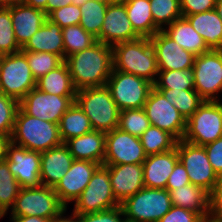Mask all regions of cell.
Masks as SVG:
<instances>
[{
    "label": "cell",
    "instance_id": "obj_1",
    "mask_svg": "<svg viewBox=\"0 0 222 222\" xmlns=\"http://www.w3.org/2000/svg\"><path fill=\"white\" fill-rule=\"evenodd\" d=\"M76 90L106 86L113 70L112 46L97 41L65 58Z\"/></svg>",
    "mask_w": 222,
    "mask_h": 222
},
{
    "label": "cell",
    "instance_id": "obj_2",
    "mask_svg": "<svg viewBox=\"0 0 222 222\" xmlns=\"http://www.w3.org/2000/svg\"><path fill=\"white\" fill-rule=\"evenodd\" d=\"M113 69L156 82L159 69L150 38L140 37L112 46ZM156 76V77H154Z\"/></svg>",
    "mask_w": 222,
    "mask_h": 222
},
{
    "label": "cell",
    "instance_id": "obj_3",
    "mask_svg": "<svg viewBox=\"0 0 222 222\" xmlns=\"http://www.w3.org/2000/svg\"><path fill=\"white\" fill-rule=\"evenodd\" d=\"M13 144L30 151H47L63 144L59 126L26 114L20 107L11 136Z\"/></svg>",
    "mask_w": 222,
    "mask_h": 222
},
{
    "label": "cell",
    "instance_id": "obj_4",
    "mask_svg": "<svg viewBox=\"0 0 222 222\" xmlns=\"http://www.w3.org/2000/svg\"><path fill=\"white\" fill-rule=\"evenodd\" d=\"M75 102L88 116L94 130L107 133L118 128L121 110L106 86L78 90Z\"/></svg>",
    "mask_w": 222,
    "mask_h": 222
},
{
    "label": "cell",
    "instance_id": "obj_5",
    "mask_svg": "<svg viewBox=\"0 0 222 222\" xmlns=\"http://www.w3.org/2000/svg\"><path fill=\"white\" fill-rule=\"evenodd\" d=\"M126 222H158L172 207L166 189L144 187L120 204Z\"/></svg>",
    "mask_w": 222,
    "mask_h": 222
},
{
    "label": "cell",
    "instance_id": "obj_6",
    "mask_svg": "<svg viewBox=\"0 0 222 222\" xmlns=\"http://www.w3.org/2000/svg\"><path fill=\"white\" fill-rule=\"evenodd\" d=\"M36 87L26 55L20 50L0 58V92L19 102Z\"/></svg>",
    "mask_w": 222,
    "mask_h": 222
},
{
    "label": "cell",
    "instance_id": "obj_7",
    "mask_svg": "<svg viewBox=\"0 0 222 222\" xmlns=\"http://www.w3.org/2000/svg\"><path fill=\"white\" fill-rule=\"evenodd\" d=\"M204 101L186 120L183 140L205 146L222 137V102Z\"/></svg>",
    "mask_w": 222,
    "mask_h": 222
},
{
    "label": "cell",
    "instance_id": "obj_8",
    "mask_svg": "<svg viewBox=\"0 0 222 222\" xmlns=\"http://www.w3.org/2000/svg\"><path fill=\"white\" fill-rule=\"evenodd\" d=\"M65 208L54 188L40 185L20 189L11 208V216H38L52 219Z\"/></svg>",
    "mask_w": 222,
    "mask_h": 222
},
{
    "label": "cell",
    "instance_id": "obj_9",
    "mask_svg": "<svg viewBox=\"0 0 222 222\" xmlns=\"http://www.w3.org/2000/svg\"><path fill=\"white\" fill-rule=\"evenodd\" d=\"M106 87L110 90L117 107L123 111L143 108L154 86L142 77L113 69Z\"/></svg>",
    "mask_w": 222,
    "mask_h": 222
},
{
    "label": "cell",
    "instance_id": "obj_10",
    "mask_svg": "<svg viewBox=\"0 0 222 222\" xmlns=\"http://www.w3.org/2000/svg\"><path fill=\"white\" fill-rule=\"evenodd\" d=\"M74 202L73 212L76 214L101 212L120 205L112 192L109 170L104 165L95 171L87 187Z\"/></svg>",
    "mask_w": 222,
    "mask_h": 222
},
{
    "label": "cell",
    "instance_id": "obj_11",
    "mask_svg": "<svg viewBox=\"0 0 222 222\" xmlns=\"http://www.w3.org/2000/svg\"><path fill=\"white\" fill-rule=\"evenodd\" d=\"M194 90L205 101H218L222 92V50H212L195 57Z\"/></svg>",
    "mask_w": 222,
    "mask_h": 222
},
{
    "label": "cell",
    "instance_id": "obj_12",
    "mask_svg": "<svg viewBox=\"0 0 222 222\" xmlns=\"http://www.w3.org/2000/svg\"><path fill=\"white\" fill-rule=\"evenodd\" d=\"M179 160L184 165L190 184L211 192L219 176L208 160L204 146L195 145L183 139L177 141Z\"/></svg>",
    "mask_w": 222,
    "mask_h": 222
},
{
    "label": "cell",
    "instance_id": "obj_13",
    "mask_svg": "<svg viewBox=\"0 0 222 222\" xmlns=\"http://www.w3.org/2000/svg\"><path fill=\"white\" fill-rule=\"evenodd\" d=\"M151 126L172 134L177 140L184 138L186 120L156 88H152L143 107Z\"/></svg>",
    "mask_w": 222,
    "mask_h": 222
},
{
    "label": "cell",
    "instance_id": "obj_14",
    "mask_svg": "<svg viewBox=\"0 0 222 222\" xmlns=\"http://www.w3.org/2000/svg\"><path fill=\"white\" fill-rule=\"evenodd\" d=\"M146 157L140 137L119 128L106 133L103 165L143 164Z\"/></svg>",
    "mask_w": 222,
    "mask_h": 222
},
{
    "label": "cell",
    "instance_id": "obj_15",
    "mask_svg": "<svg viewBox=\"0 0 222 222\" xmlns=\"http://www.w3.org/2000/svg\"><path fill=\"white\" fill-rule=\"evenodd\" d=\"M74 102L75 96L48 94L35 87L19 102V107L30 116L59 124Z\"/></svg>",
    "mask_w": 222,
    "mask_h": 222
},
{
    "label": "cell",
    "instance_id": "obj_16",
    "mask_svg": "<svg viewBox=\"0 0 222 222\" xmlns=\"http://www.w3.org/2000/svg\"><path fill=\"white\" fill-rule=\"evenodd\" d=\"M5 161L21 188L42 185L40 180L41 152L30 151L11 142Z\"/></svg>",
    "mask_w": 222,
    "mask_h": 222
},
{
    "label": "cell",
    "instance_id": "obj_17",
    "mask_svg": "<svg viewBox=\"0 0 222 222\" xmlns=\"http://www.w3.org/2000/svg\"><path fill=\"white\" fill-rule=\"evenodd\" d=\"M101 165L86 160L74 159L71 167L54 187L59 201L67 208L87 187L92 175Z\"/></svg>",
    "mask_w": 222,
    "mask_h": 222
},
{
    "label": "cell",
    "instance_id": "obj_18",
    "mask_svg": "<svg viewBox=\"0 0 222 222\" xmlns=\"http://www.w3.org/2000/svg\"><path fill=\"white\" fill-rule=\"evenodd\" d=\"M159 70H186L193 68L195 55L181 48L163 30L150 37Z\"/></svg>",
    "mask_w": 222,
    "mask_h": 222
},
{
    "label": "cell",
    "instance_id": "obj_19",
    "mask_svg": "<svg viewBox=\"0 0 222 222\" xmlns=\"http://www.w3.org/2000/svg\"><path fill=\"white\" fill-rule=\"evenodd\" d=\"M140 38L134 31L128 18L124 3H109L101 29V38L104 44L113 46L120 42L132 41Z\"/></svg>",
    "mask_w": 222,
    "mask_h": 222
},
{
    "label": "cell",
    "instance_id": "obj_20",
    "mask_svg": "<svg viewBox=\"0 0 222 222\" xmlns=\"http://www.w3.org/2000/svg\"><path fill=\"white\" fill-rule=\"evenodd\" d=\"M104 166L109 170L112 192L120 204L145 187L142 164Z\"/></svg>",
    "mask_w": 222,
    "mask_h": 222
},
{
    "label": "cell",
    "instance_id": "obj_21",
    "mask_svg": "<svg viewBox=\"0 0 222 222\" xmlns=\"http://www.w3.org/2000/svg\"><path fill=\"white\" fill-rule=\"evenodd\" d=\"M6 7L10 10L15 39L22 48L44 24L47 15L43 10L22 2Z\"/></svg>",
    "mask_w": 222,
    "mask_h": 222
},
{
    "label": "cell",
    "instance_id": "obj_22",
    "mask_svg": "<svg viewBox=\"0 0 222 222\" xmlns=\"http://www.w3.org/2000/svg\"><path fill=\"white\" fill-rule=\"evenodd\" d=\"M178 160L177 144L170 151L148 155L142 164L144 186L165 189L168 178Z\"/></svg>",
    "mask_w": 222,
    "mask_h": 222
},
{
    "label": "cell",
    "instance_id": "obj_23",
    "mask_svg": "<svg viewBox=\"0 0 222 222\" xmlns=\"http://www.w3.org/2000/svg\"><path fill=\"white\" fill-rule=\"evenodd\" d=\"M74 158L63 143L41 152L40 180L42 185L54 188L71 167Z\"/></svg>",
    "mask_w": 222,
    "mask_h": 222
},
{
    "label": "cell",
    "instance_id": "obj_24",
    "mask_svg": "<svg viewBox=\"0 0 222 222\" xmlns=\"http://www.w3.org/2000/svg\"><path fill=\"white\" fill-rule=\"evenodd\" d=\"M106 133L93 130L84 135L73 137L64 144L77 160H86L100 164L105 159Z\"/></svg>",
    "mask_w": 222,
    "mask_h": 222
},
{
    "label": "cell",
    "instance_id": "obj_25",
    "mask_svg": "<svg viewBox=\"0 0 222 222\" xmlns=\"http://www.w3.org/2000/svg\"><path fill=\"white\" fill-rule=\"evenodd\" d=\"M22 51L47 52L64 60L62 28L48 18L39 30L21 48Z\"/></svg>",
    "mask_w": 222,
    "mask_h": 222
},
{
    "label": "cell",
    "instance_id": "obj_26",
    "mask_svg": "<svg viewBox=\"0 0 222 222\" xmlns=\"http://www.w3.org/2000/svg\"><path fill=\"white\" fill-rule=\"evenodd\" d=\"M185 18L201 35L209 49L222 50V19L215 9L187 15Z\"/></svg>",
    "mask_w": 222,
    "mask_h": 222
},
{
    "label": "cell",
    "instance_id": "obj_27",
    "mask_svg": "<svg viewBox=\"0 0 222 222\" xmlns=\"http://www.w3.org/2000/svg\"><path fill=\"white\" fill-rule=\"evenodd\" d=\"M172 205L185 208L199 214L209 221V193L193 184L181 186L170 191Z\"/></svg>",
    "mask_w": 222,
    "mask_h": 222
},
{
    "label": "cell",
    "instance_id": "obj_28",
    "mask_svg": "<svg viewBox=\"0 0 222 222\" xmlns=\"http://www.w3.org/2000/svg\"><path fill=\"white\" fill-rule=\"evenodd\" d=\"M163 31L181 48L195 56L210 50L201 35L194 30L191 23L184 17L175 20Z\"/></svg>",
    "mask_w": 222,
    "mask_h": 222
},
{
    "label": "cell",
    "instance_id": "obj_29",
    "mask_svg": "<svg viewBox=\"0 0 222 222\" xmlns=\"http://www.w3.org/2000/svg\"><path fill=\"white\" fill-rule=\"evenodd\" d=\"M36 88L44 93L57 96H76L77 93L65 62L39 78L36 81Z\"/></svg>",
    "mask_w": 222,
    "mask_h": 222
},
{
    "label": "cell",
    "instance_id": "obj_30",
    "mask_svg": "<svg viewBox=\"0 0 222 222\" xmlns=\"http://www.w3.org/2000/svg\"><path fill=\"white\" fill-rule=\"evenodd\" d=\"M124 4L132 27L140 37L150 38L159 31L154 25L150 0H128Z\"/></svg>",
    "mask_w": 222,
    "mask_h": 222
},
{
    "label": "cell",
    "instance_id": "obj_31",
    "mask_svg": "<svg viewBox=\"0 0 222 222\" xmlns=\"http://www.w3.org/2000/svg\"><path fill=\"white\" fill-rule=\"evenodd\" d=\"M58 126L63 143L73 137L81 136L94 130L88 116L76 102L63 114Z\"/></svg>",
    "mask_w": 222,
    "mask_h": 222
},
{
    "label": "cell",
    "instance_id": "obj_32",
    "mask_svg": "<svg viewBox=\"0 0 222 222\" xmlns=\"http://www.w3.org/2000/svg\"><path fill=\"white\" fill-rule=\"evenodd\" d=\"M109 3L108 0H88L80 6L79 25L86 32L92 34L97 41L101 38V29Z\"/></svg>",
    "mask_w": 222,
    "mask_h": 222
},
{
    "label": "cell",
    "instance_id": "obj_33",
    "mask_svg": "<svg viewBox=\"0 0 222 222\" xmlns=\"http://www.w3.org/2000/svg\"><path fill=\"white\" fill-rule=\"evenodd\" d=\"M185 118L189 119L205 101L194 89H157Z\"/></svg>",
    "mask_w": 222,
    "mask_h": 222
},
{
    "label": "cell",
    "instance_id": "obj_34",
    "mask_svg": "<svg viewBox=\"0 0 222 222\" xmlns=\"http://www.w3.org/2000/svg\"><path fill=\"white\" fill-rule=\"evenodd\" d=\"M140 141L148 156L174 149L178 140L169 132L150 125L140 136Z\"/></svg>",
    "mask_w": 222,
    "mask_h": 222
},
{
    "label": "cell",
    "instance_id": "obj_35",
    "mask_svg": "<svg viewBox=\"0 0 222 222\" xmlns=\"http://www.w3.org/2000/svg\"><path fill=\"white\" fill-rule=\"evenodd\" d=\"M64 43V60L73 53L88 49L97 39L86 32L81 25H70L62 29Z\"/></svg>",
    "mask_w": 222,
    "mask_h": 222
},
{
    "label": "cell",
    "instance_id": "obj_36",
    "mask_svg": "<svg viewBox=\"0 0 222 222\" xmlns=\"http://www.w3.org/2000/svg\"><path fill=\"white\" fill-rule=\"evenodd\" d=\"M158 79L153 84L156 89H194L193 68L186 70H159Z\"/></svg>",
    "mask_w": 222,
    "mask_h": 222
},
{
    "label": "cell",
    "instance_id": "obj_37",
    "mask_svg": "<svg viewBox=\"0 0 222 222\" xmlns=\"http://www.w3.org/2000/svg\"><path fill=\"white\" fill-rule=\"evenodd\" d=\"M21 187L6 161L0 162V210L6 215L14 205Z\"/></svg>",
    "mask_w": 222,
    "mask_h": 222
},
{
    "label": "cell",
    "instance_id": "obj_38",
    "mask_svg": "<svg viewBox=\"0 0 222 222\" xmlns=\"http://www.w3.org/2000/svg\"><path fill=\"white\" fill-rule=\"evenodd\" d=\"M150 8L154 25L159 30H163L166 25L168 26L183 17L180 0H150Z\"/></svg>",
    "mask_w": 222,
    "mask_h": 222
},
{
    "label": "cell",
    "instance_id": "obj_39",
    "mask_svg": "<svg viewBox=\"0 0 222 222\" xmlns=\"http://www.w3.org/2000/svg\"><path fill=\"white\" fill-rule=\"evenodd\" d=\"M23 52L26 55L31 73L36 81L64 62L60 56L52 53L33 51Z\"/></svg>",
    "mask_w": 222,
    "mask_h": 222
},
{
    "label": "cell",
    "instance_id": "obj_40",
    "mask_svg": "<svg viewBox=\"0 0 222 222\" xmlns=\"http://www.w3.org/2000/svg\"><path fill=\"white\" fill-rule=\"evenodd\" d=\"M150 127V121L143 108L120 112L118 128L121 131L140 137Z\"/></svg>",
    "mask_w": 222,
    "mask_h": 222
},
{
    "label": "cell",
    "instance_id": "obj_41",
    "mask_svg": "<svg viewBox=\"0 0 222 222\" xmlns=\"http://www.w3.org/2000/svg\"><path fill=\"white\" fill-rule=\"evenodd\" d=\"M20 50L21 47L15 39L10 10L0 6V55L12 54Z\"/></svg>",
    "mask_w": 222,
    "mask_h": 222
},
{
    "label": "cell",
    "instance_id": "obj_42",
    "mask_svg": "<svg viewBox=\"0 0 222 222\" xmlns=\"http://www.w3.org/2000/svg\"><path fill=\"white\" fill-rule=\"evenodd\" d=\"M19 101L0 92V135L12 136Z\"/></svg>",
    "mask_w": 222,
    "mask_h": 222
},
{
    "label": "cell",
    "instance_id": "obj_43",
    "mask_svg": "<svg viewBox=\"0 0 222 222\" xmlns=\"http://www.w3.org/2000/svg\"><path fill=\"white\" fill-rule=\"evenodd\" d=\"M47 18L53 23L58 24L62 29L70 25L80 23L81 11L80 7L70 4L52 11Z\"/></svg>",
    "mask_w": 222,
    "mask_h": 222
},
{
    "label": "cell",
    "instance_id": "obj_44",
    "mask_svg": "<svg viewBox=\"0 0 222 222\" xmlns=\"http://www.w3.org/2000/svg\"><path fill=\"white\" fill-rule=\"evenodd\" d=\"M78 222H126V218L119 205L101 212L78 214Z\"/></svg>",
    "mask_w": 222,
    "mask_h": 222
},
{
    "label": "cell",
    "instance_id": "obj_45",
    "mask_svg": "<svg viewBox=\"0 0 222 222\" xmlns=\"http://www.w3.org/2000/svg\"><path fill=\"white\" fill-rule=\"evenodd\" d=\"M209 220L222 222V175L209 193Z\"/></svg>",
    "mask_w": 222,
    "mask_h": 222
},
{
    "label": "cell",
    "instance_id": "obj_46",
    "mask_svg": "<svg viewBox=\"0 0 222 222\" xmlns=\"http://www.w3.org/2000/svg\"><path fill=\"white\" fill-rule=\"evenodd\" d=\"M158 222H205L196 212L172 205Z\"/></svg>",
    "mask_w": 222,
    "mask_h": 222
},
{
    "label": "cell",
    "instance_id": "obj_47",
    "mask_svg": "<svg viewBox=\"0 0 222 222\" xmlns=\"http://www.w3.org/2000/svg\"><path fill=\"white\" fill-rule=\"evenodd\" d=\"M216 0H180L182 16L207 12L215 9Z\"/></svg>",
    "mask_w": 222,
    "mask_h": 222
},
{
    "label": "cell",
    "instance_id": "obj_48",
    "mask_svg": "<svg viewBox=\"0 0 222 222\" xmlns=\"http://www.w3.org/2000/svg\"><path fill=\"white\" fill-rule=\"evenodd\" d=\"M208 160L218 176L222 175V137L204 146Z\"/></svg>",
    "mask_w": 222,
    "mask_h": 222
},
{
    "label": "cell",
    "instance_id": "obj_49",
    "mask_svg": "<svg viewBox=\"0 0 222 222\" xmlns=\"http://www.w3.org/2000/svg\"><path fill=\"white\" fill-rule=\"evenodd\" d=\"M188 184H190V179L187 171L185 170V167L181 161L178 160L174 166V170L168 178L165 189L170 192L171 190L180 188L181 186L183 187Z\"/></svg>",
    "mask_w": 222,
    "mask_h": 222
},
{
    "label": "cell",
    "instance_id": "obj_50",
    "mask_svg": "<svg viewBox=\"0 0 222 222\" xmlns=\"http://www.w3.org/2000/svg\"><path fill=\"white\" fill-rule=\"evenodd\" d=\"M72 4V0H47V6L44 10L45 14L48 16L55 9Z\"/></svg>",
    "mask_w": 222,
    "mask_h": 222
},
{
    "label": "cell",
    "instance_id": "obj_51",
    "mask_svg": "<svg viewBox=\"0 0 222 222\" xmlns=\"http://www.w3.org/2000/svg\"><path fill=\"white\" fill-rule=\"evenodd\" d=\"M11 142L9 135H0V162L7 158V149Z\"/></svg>",
    "mask_w": 222,
    "mask_h": 222
},
{
    "label": "cell",
    "instance_id": "obj_52",
    "mask_svg": "<svg viewBox=\"0 0 222 222\" xmlns=\"http://www.w3.org/2000/svg\"><path fill=\"white\" fill-rule=\"evenodd\" d=\"M12 222H51V219H45L38 216H12Z\"/></svg>",
    "mask_w": 222,
    "mask_h": 222
},
{
    "label": "cell",
    "instance_id": "obj_53",
    "mask_svg": "<svg viewBox=\"0 0 222 222\" xmlns=\"http://www.w3.org/2000/svg\"><path fill=\"white\" fill-rule=\"evenodd\" d=\"M67 208L62 210L57 216L51 219V222H78V214L72 212V216L69 218L64 217V213L66 212Z\"/></svg>",
    "mask_w": 222,
    "mask_h": 222
},
{
    "label": "cell",
    "instance_id": "obj_54",
    "mask_svg": "<svg viewBox=\"0 0 222 222\" xmlns=\"http://www.w3.org/2000/svg\"><path fill=\"white\" fill-rule=\"evenodd\" d=\"M22 3L43 11L47 6V0H22Z\"/></svg>",
    "mask_w": 222,
    "mask_h": 222
},
{
    "label": "cell",
    "instance_id": "obj_55",
    "mask_svg": "<svg viewBox=\"0 0 222 222\" xmlns=\"http://www.w3.org/2000/svg\"><path fill=\"white\" fill-rule=\"evenodd\" d=\"M22 2V0H0V6H9Z\"/></svg>",
    "mask_w": 222,
    "mask_h": 222
},
{
    "label": "cell",
    "instance_id": "obj_56",
    "mask_svg": "<svg viewBox=\"0 0 222 222\" xmlns=\"http://www.w3.org/2000/svg\"><path fill=\"white\" fill-rule=\"evenodd\" d=\"M215 10L222 19V0H216Z\"/></svg>",
    "mask_w": 222,
    "mask_h": 222
},
{
    "label": "cell",
    "instance_id": "obj_57",
    "mask_svg": "<svg viewBox=\"0 0 222 222\" xmlns=\"http://www.w3.org/2000/svg\"><path fill=\"white\" fill-rule=\"evenodd\" d=\"M87 1L88 0H72V4L80 7V6H82Z\"/></svg>",
    "mask_w": 222,
    "mask_h": 222
},
{
    "label": "cell",
    "instance_id": "obj_58",
    "mask_svg": "<svg viewBox=\"0 0 222 222\" xmlns=\"http://www.w3.org/2000/svg\"><path fill=\"white\" fill-rule=\"evenodd\" d=\"M110 3H125L128 0H108Z\"/></svg>",
    "mask_w": 222,
    "mask_h": 222
},
{
    "label": "cell",
    "instance_id": "obj_59",
    "mask_svg": "<svg viewBox=\"0 0 222 222\" xmlns=\"http://www.w3.org/2000/svg\"><path fill=\"white\" fill-rule=\"evenodd\" d=\"M4 213L0 210V219L2 218V217H4Z\"/></svg>",
    "mask_w": 222,
    "mask_h": 222
}]
</instances>
